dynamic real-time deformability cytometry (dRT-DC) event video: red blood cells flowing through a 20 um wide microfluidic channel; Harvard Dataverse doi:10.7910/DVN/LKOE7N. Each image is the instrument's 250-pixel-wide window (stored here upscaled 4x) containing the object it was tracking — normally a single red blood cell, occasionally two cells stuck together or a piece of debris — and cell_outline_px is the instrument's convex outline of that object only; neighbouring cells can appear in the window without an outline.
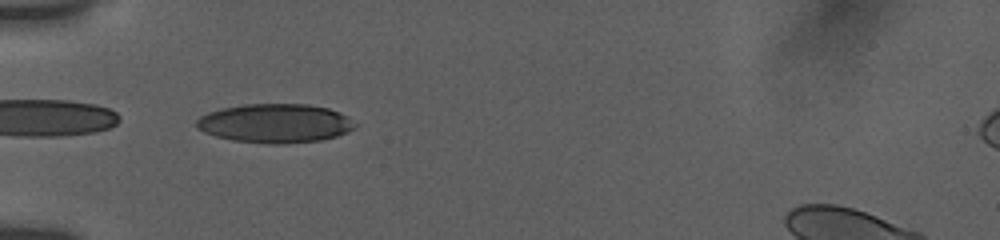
{"species": "human", "species_latin": "Homo sapiens", "temperature_condition": "room temperature", "stored_images_in_passage": 3, "camera_frame_rate_fps": 3000, "um_per_image_px": 0.085, "donor": {"sex": "female"}, "frame": {"image": 1, "passage_image": 2, "time_ms": 0.333, "image_size_px": [1000, 240], "cell_outline_px": [[360, 124], [348, 132], [336, 136], [320, 140], [280, 144], [268, 144], [232, 140], [216, 136], [204, 132], [196, 128], [196, 120], [200, 116], [208, 112], [224, 108], [244, 104], [308, 104], [328, 108], [340, 112], [348, 116]], "centroid_in_image_um": [23.42, 10.48], "position_along_channel_um": 61.6, "area_um2": 36.24}}